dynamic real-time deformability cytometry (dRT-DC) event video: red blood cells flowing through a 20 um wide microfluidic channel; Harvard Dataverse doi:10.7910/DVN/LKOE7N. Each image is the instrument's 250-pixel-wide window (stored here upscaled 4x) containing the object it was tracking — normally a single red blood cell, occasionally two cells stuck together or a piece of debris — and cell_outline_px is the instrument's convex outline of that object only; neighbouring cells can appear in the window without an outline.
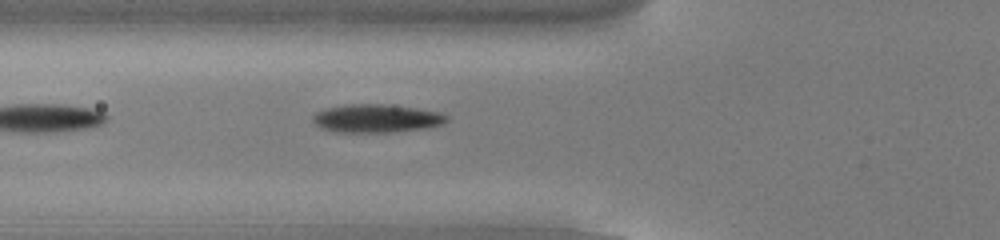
{"species": "common noctule bat (a hibernating species)", "species_latin": "Nyctalus noctula", "temperature_condition": "cold", "stored_images_in_passage": 16, "camera_frame_rate_fps": 3000, "um_per_image_px": 0.085, "animal": {"sex": "male", "body_mass_g": 13.0, "forearm_length_mm": 53.1}, "frame": {"image": 1, "passage_image": 3, "time_ms": 0.667, "image_size_px": [1000, 240], "cell_outline_px": [[448, 120], [444, 124], [428, 128], [392, 132], [332, 132], [320, 128], [312, 120], [312, 116], [316, 112], [328, 108], [352, 104], [380, 104], [416, 108], [440, 112], [448, 116]], "centroid_in_image_um": [32.02, 10.08], "position_along_channel_um": 93.8, "area_um2": 22.08}}
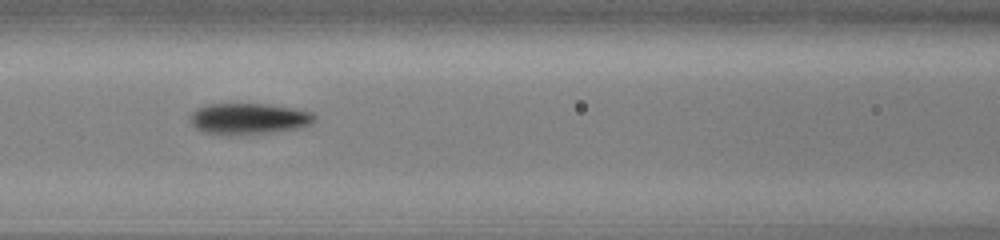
{"frame": {"image": 2, "passage_image": 7, "time_ms": 2.0, "image_size_px": [1000, 240], "cell_outline_px": [[316, 120], [312, 124], [300, 128], [268, 132], [208, 132], [196, 128], [192, 124], [192, 112], [196, 108], [208, 104], [264, 104], [292, 108], [312, 112], [316, 116]], "centroid_in_image_um": [21.22, 10.04], "position_along_channel_um": 145.4, "area_um2": 21.56}}